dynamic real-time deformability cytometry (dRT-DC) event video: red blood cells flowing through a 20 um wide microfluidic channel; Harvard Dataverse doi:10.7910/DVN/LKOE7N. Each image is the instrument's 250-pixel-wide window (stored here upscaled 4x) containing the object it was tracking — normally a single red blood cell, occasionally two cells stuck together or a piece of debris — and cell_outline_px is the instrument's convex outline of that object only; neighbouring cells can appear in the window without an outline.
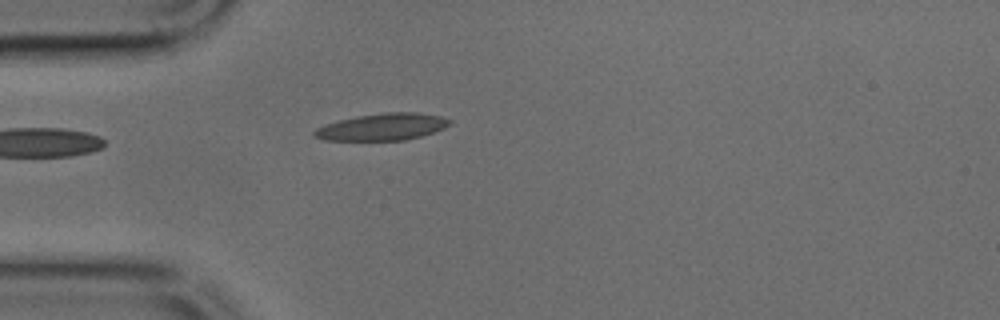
{"species": "common noctule bat (a hibernating species)", "species_latin": "Nyctalus noctula", "temperature_condition": "cold", "stored_images_in_passage": 34, "camera_frame_rate_fps": 3000, "um_per_image_px": 0.085, "animal": {"sex": "male", "body_mass_g": 17.9, "forearm_length_mm": 54.2}, "frame": {"image": 1, "passage_image": 1, "time_ms": 0.0, "image_size_px": [1000, 320], "cell_outline_px": [[436, 128], [428, 132], [396, 140], [344, 140], [320, 136], [316, 132], [324, 128], [348, 120], [368, 116], [424, 116]], "centroid_in_image_um": [32.16, 10.9], "position_along_channel_um": 52.8, "area_um2": 15.78}}